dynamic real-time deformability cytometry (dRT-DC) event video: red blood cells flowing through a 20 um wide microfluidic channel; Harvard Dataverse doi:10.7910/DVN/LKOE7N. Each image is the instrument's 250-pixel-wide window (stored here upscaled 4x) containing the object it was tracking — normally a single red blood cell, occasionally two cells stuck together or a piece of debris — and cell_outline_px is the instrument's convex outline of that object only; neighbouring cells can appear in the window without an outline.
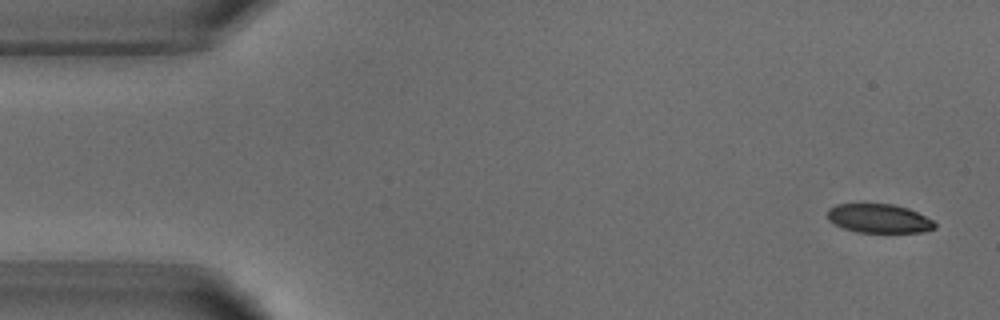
{"species": "common noctule bat (a hibernating species)", "species_latin": "Nyctalus noctula", "temperature_condition": "warm", "stored_images_in_passage": 4, "camera_frame_rate_fps": 3000, "um_per_image_px": 0.085, "animal": {"sex": "male", "body_mass_g": 18.8}, "frame": {"image": 1, "passage_image": 1, "time_ms": 0.0, "image_size_px": [1000, 320], "cell_outline_px": [[936, 228], [924, 232], [856, 232], [844, 228], [828, 220], [828, 208], [836, 204], [892, 204], [908, 208], [932, 220], [936, 224]], "centroid_in_image_um": [74.71, 18.57], "position_along_channel_um": 10.3, "area_um2": 17.98}}
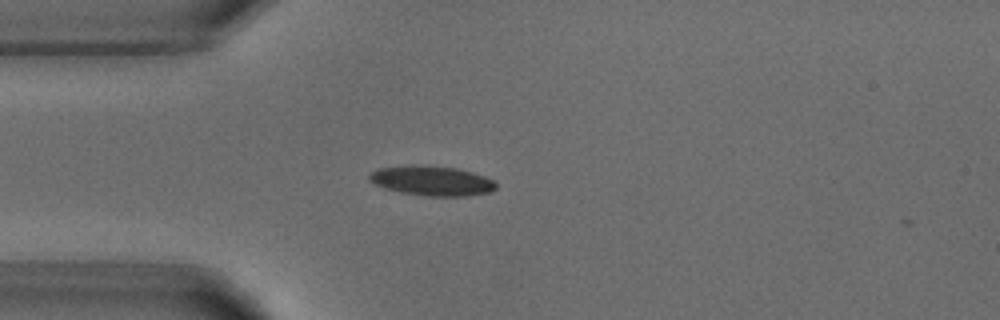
{"frame": {"image": 2, "passage_image": 4, "time_ms": 3.667, "image_size_px": [1000, 320], "cell_outline_px": [[496, 188], [492, 192], [468, 196], [428, 196], [400, 192], [384, 188], [368, 180], [368, 176], [376, 168], [412, 164], [416, 164], [456, 168], [472, 172], [484, 176], [492, 180], [496, 184]], "centroid_in_image_um": [36.69, 15.36], "position_along_channel_um": 48.3, "area_um2": 22.14}}